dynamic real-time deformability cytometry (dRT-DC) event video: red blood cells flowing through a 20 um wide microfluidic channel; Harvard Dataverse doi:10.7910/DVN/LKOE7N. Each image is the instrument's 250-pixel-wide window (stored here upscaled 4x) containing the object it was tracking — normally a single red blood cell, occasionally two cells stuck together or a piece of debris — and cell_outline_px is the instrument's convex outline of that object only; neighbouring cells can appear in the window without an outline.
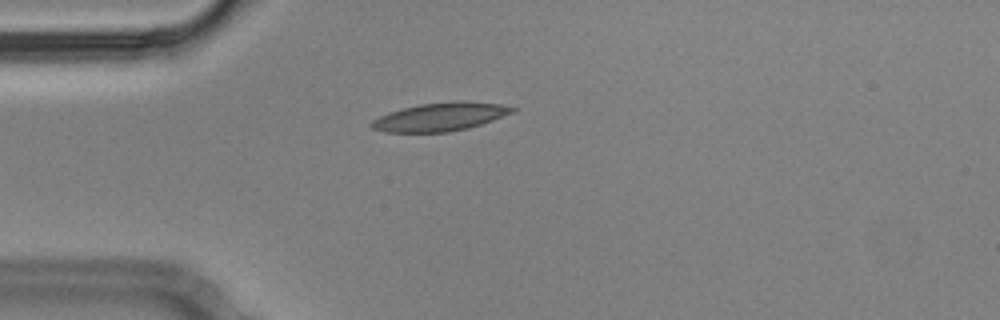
{"species": "Egyptian fruit bat (a non-hibernating species)", "species_latin": "Rousettus aegyptiacus", "temperature_condition": "cold", "stored_images_in_passage": 44, "camera_frame_rate_fps": 3000, "um_per_image_px": 0.085, "animal": {"sex": "male"}, "frame": {"image": 1, "passage_image": 2, "time_ms": 0.333, "image_size_px": [1000, 320], "cell_outline_px": [[516, 108], [512, 112], [492, 120], [468, 128], [448, 132], [384, 132], [372, 128], [368, 124], [372, 120], [388, 112], [420, 104], [456, 100], [460, 100], [500, 104]], "centroid_in_image_um": [37.37, 9.93], "position_along_channel_um": 47.6, "area_um2": 23.12}}
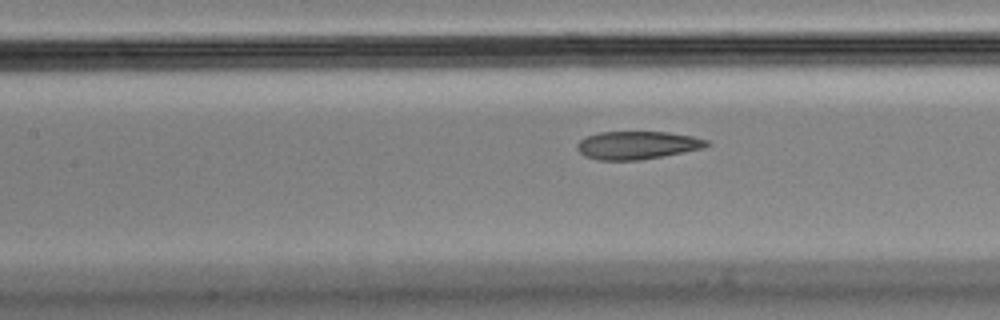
{"frame": {"image": 2, "passage_image": 12, "time_ms": 3.667, "image_size_px": [1000, 320], "cell_outline_px": [[712, 144], [704, 148], [684, 152], [640, 160], [596, 160], [584, 156], [576, 148], [576, 144], [580, 140], [588, 136], [600, 132], [668, 132], [692, 136], [708, 140]], "centroid_in_image_um": [54.17, 12.34], "position_along_channel_um": 153.2, "area_um2": 21.21}}
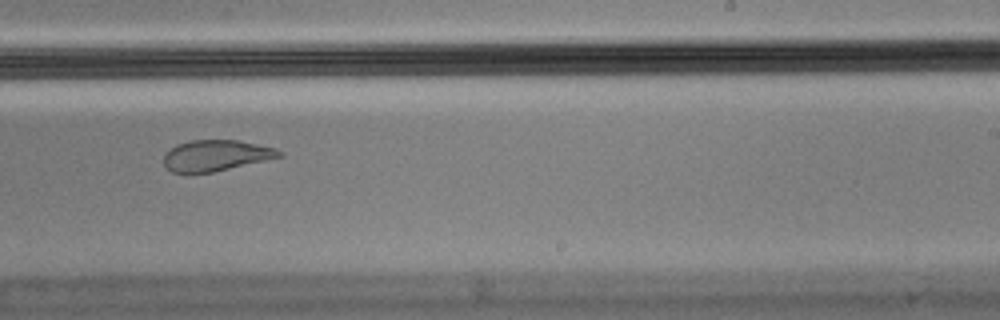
{"frame": {"image": 3, "passage_image": 22, "time_ms": 7.0, "image_size_px": [1000, 320], "cell_outline_px": [[284, 156], [212, 172], [172, 172], [164, 164], [164, 156], [176, 144], [188, 140], [236, 140], [276, 148], [284, 152]], "centroid_in_image_um": [18.39, 13.2], "position_along_channel_um": 270.6, "area_um2": 20.58}, "authors_computed_cell_mechanics": {"area_um2": 23.2356, "velocity_mm_per_s": 3.5394, "shape_relaxation_time_tau1_ms": null, "shape_relaxation_time_tau2_ms": 1.4245, "deformation_change_tau1": null, "deformation_change_tau2": 0.0636}}